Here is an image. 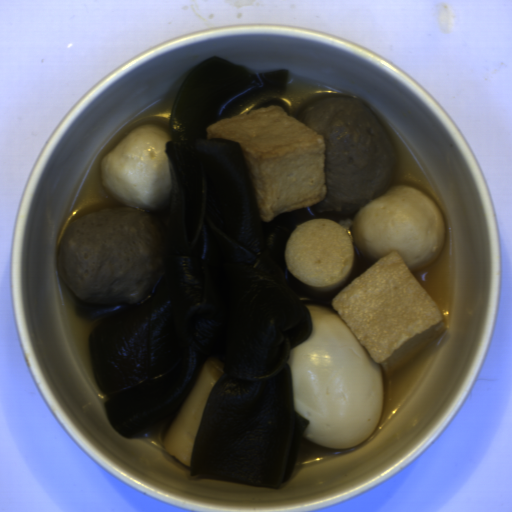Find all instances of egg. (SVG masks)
I'll return each mask as SVG.
<instances>
[{
  "label": "egg",
  "instance_id": "egg-1",
  "mask_svg": "<svg viewBox=\"0 0 512 512\" xmlns=\"http://www.w3.org/2000/svg\"><path fill=\"white\" fill-rule=\"evenodd\" d=\"M306 305L311 334L290 350L294 411L309 424L302 438L345 449L365 441L380 423L381 364H377L341 317Z\"/></svg>",
  "mask_w": 512,
  "mask_h": 512
}]
</instances>
